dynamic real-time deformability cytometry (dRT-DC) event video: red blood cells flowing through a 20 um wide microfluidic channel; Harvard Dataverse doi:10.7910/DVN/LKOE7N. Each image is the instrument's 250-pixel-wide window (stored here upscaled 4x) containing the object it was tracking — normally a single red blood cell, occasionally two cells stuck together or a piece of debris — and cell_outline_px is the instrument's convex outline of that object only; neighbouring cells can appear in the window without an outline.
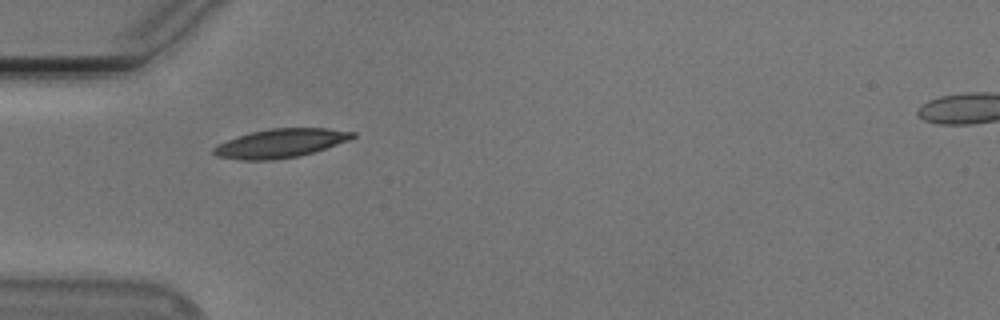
{"species": "Egyptian fruit bat (a non-hibernating species)", "species_latin": "Rousettus aegyptiacus", "temperature_condition": "cold", "stored_images_in_passage": 23, "camera_frame_rate_fps": 3000, "um_per_image_px": 0.085, "animal": {"sex": "male"}, "frame": {"image": 1, "passage_image": 1, "time_ms": 0.0, "image_size_px": [1000, 320], "cell_outline_px": [[356, 136], [348, 140], [300, 156], [272, 160], [244, 160], [216, 156], [212, 152], [212, 148], [216, 144], [252, 132], [272, 128], [328, 128], [356, 132]], "centroid_in_image_um": [23.83, 12.18], "position_along_channel_um": 61.2, "area_um2": 23.06}}